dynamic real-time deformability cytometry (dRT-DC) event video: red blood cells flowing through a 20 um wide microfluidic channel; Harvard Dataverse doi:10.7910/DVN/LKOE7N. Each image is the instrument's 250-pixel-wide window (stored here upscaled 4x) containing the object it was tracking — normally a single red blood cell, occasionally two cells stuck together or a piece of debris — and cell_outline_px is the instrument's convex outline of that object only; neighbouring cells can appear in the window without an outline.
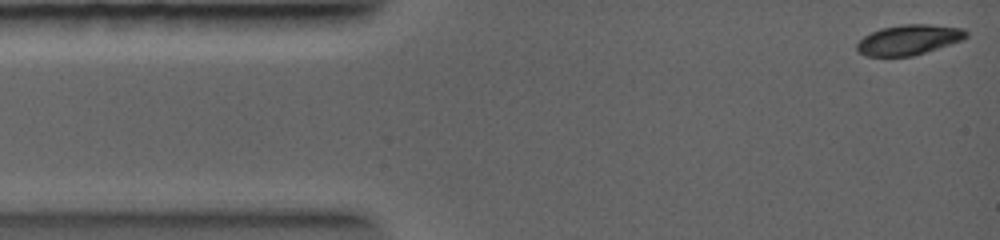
{"species": "common noctule bat (a hibernating species)", "species_latin": "Nyctalus noctula", "temperature_condition": "warm", "stored_images_in_passage": 26, "camera_frame_rate_fps": 5000, "um_per_image_px": 0.085, "animal": {"sex": "female", "body_mass_g": 19.0, "forearm_length_mm": 56.7}, "frame": {"image": 1, "passage_image": 1, "time_ms": 0.0, "image_size_px": [1000, 240], "cell_outline_px": [[968, 36], [960, 40], [912, 56], [864, 56], [856, 48], [856, 44], [864, 36], [880, 28], [900, 24], [928, 24], [964, 28], [968, 32]], "centroid_in_image_um": [77.22, 3.37], "position_along_channel_um": 7.8, "area_um2": 19.02}}
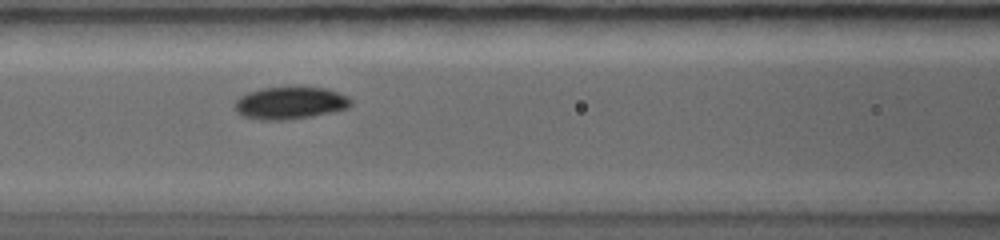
{"frame": {"image": 2, "passage_image": 15, "time_ms": 4.2, "image_size_px": [1000, 240], "cell_outline_px": [[352, 104], [348, 108], [332, 112], [312, 116], [288, 120], [260, 120], [244, 116], [236, 112], [236, 100], [240, 96], [248, 92], [264, 88], [328, 88], [348, 96], [352, 100]], "centroid_in_image_um": [24.69, 8.77], "position_along_channel_um": 141.9, "area_um2": 21.73}}
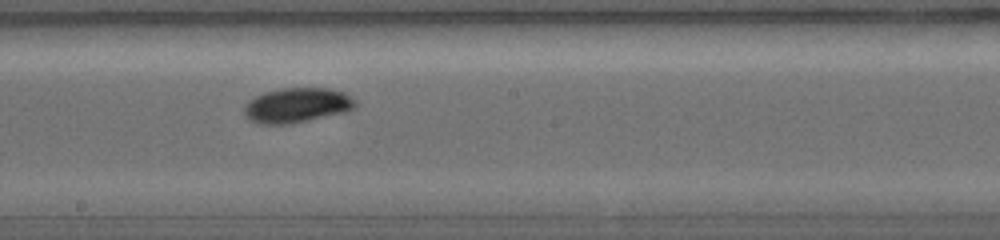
{"frame": {"image": 3, "passage_image": 21, "time_ms": 5.8, "image_size_px": [1000, 240], "cell_outline_px": [[356, 108], [344, 112], [292, 124], [256, 124], [248, 120], [244, 116], [244, 104], [256, 96], [264, 92], [284, 88], [328, 88], [344, 92], [356, 100]], "centroid_in_image_um": [25.22, 8.96], "position_along_channel_um": 223.0, "area_um2": 22.77}}